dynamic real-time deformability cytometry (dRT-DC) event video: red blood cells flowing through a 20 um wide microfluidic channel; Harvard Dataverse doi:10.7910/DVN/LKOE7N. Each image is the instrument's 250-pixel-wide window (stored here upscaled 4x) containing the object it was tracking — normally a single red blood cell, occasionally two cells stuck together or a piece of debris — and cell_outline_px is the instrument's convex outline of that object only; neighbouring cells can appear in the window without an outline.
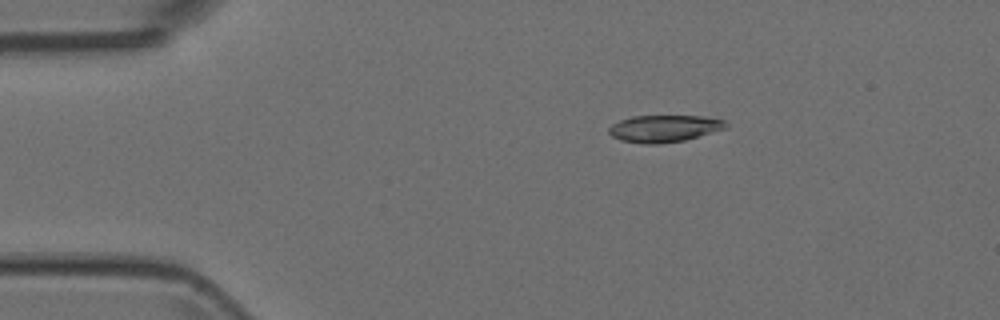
{"species": "Egyptian fruit bat (a non-hibernating species)", "species_latin": "Rousettus aegyptiacus", "temperature_condition": "room temperature", "stored_images_in_passage": 8, "camera_frame_rate_fps": 3000, "um_per_image_px": 0.085, "animal": {"sex": "female"}, "frame": {"image": 1, "passage_image": 3, "time_ms": 0.667, "image_size_px": [1000, 320], "cell_outline_px": [[728, 128], [684, 140], [660, 144], [644, 144], [620, 140], [612, 136], [608, 132], [608, 128], [612, 124], [620, 120], [632, 116], [704, 116], [724, 120], [728, 124]], "centroid_in_image_um": [56.46, 10.92], "position_along_channel_um": 28.5, "area_um2": 18.5}}
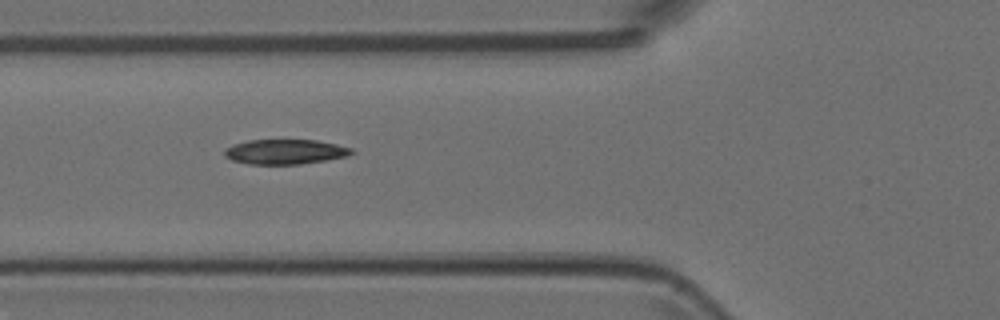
{"frame": {"image": 2, "passage_image": 6, "time_ms": 1.667, "image_size_px": [1000, 320], "cell_outline_px": [[356, 152], [348, 156], [328, 160], [300, 164], [248, 164], [232, 160], [224, 156], [224, 148], [232, 144], [248, 140], [316, 140], [336, 144], [352, 148]], "centroid_in_image_um": [24.24, 12.9], "position_along_channel_um": 101.6, "area_um2": 18.61}}
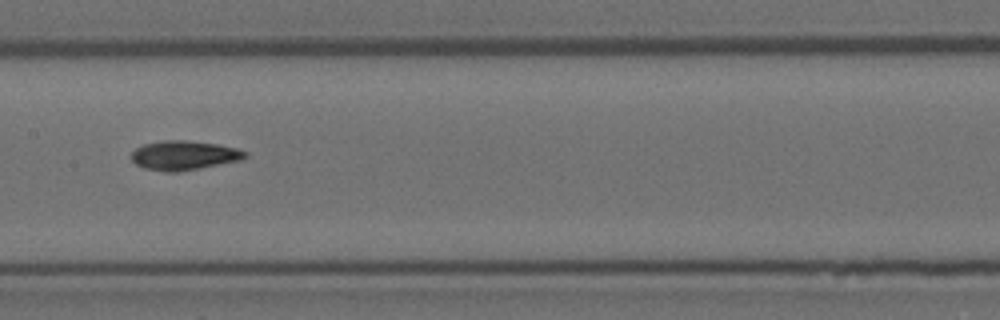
{"frame": {"image": 3, "passage_image": 8, "time_ms": 2.333, "image_size_px": [1000, 320], "cell_outline_px": [[248, 156], [240, 160], [176, 172], [164, 172], [144, 168], [136, 164], [132, 160], [132, 152], [136, 148], [144, 144], [164, 140], [188, 140], [216, 144], [236, 148], [248, 152]], "centroid_in_image_um": [15.63, 13.2], "position_along_channel_um": 191.8, "area_um2": 19.25}}